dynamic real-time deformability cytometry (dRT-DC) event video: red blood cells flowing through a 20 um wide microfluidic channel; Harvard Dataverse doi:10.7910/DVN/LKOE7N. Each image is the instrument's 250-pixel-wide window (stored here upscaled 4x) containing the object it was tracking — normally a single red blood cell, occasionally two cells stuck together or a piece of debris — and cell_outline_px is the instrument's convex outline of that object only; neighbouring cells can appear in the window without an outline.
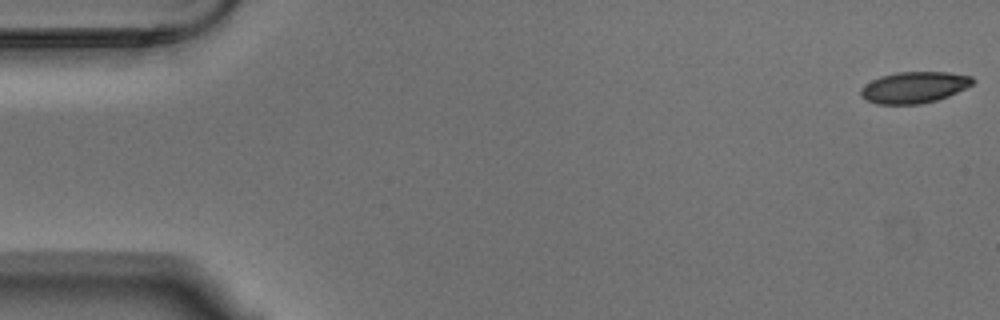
{"species": "Egyptian fruit bat (a non-hibernating species)", "species_latin": "Rousettus aegyptiacus", "temperature_condition": "warm", "stored_images_in_passage": 55, "camera_frame_rate_fps": 3000, "um_per_image_px": 0.085, "animal": {"sex": "male"}, "frame": {"image": 1, "passage_image": 1, "time_ms": 0.0, "image_size_px": [1000, 320], "cell_outline_px": [[976, 80], [972, 84], [948, 96], [936, 100], [920, 104], [876, 104], [864, 100], [860, 96], [860, 88], [864, 84], [880, 76], [896, 72], [948, 72], [972, 76]], "centroid_in_image_um": [77.65, 7.42], "position_along_channel_um": 7.3, "area_um2": 20.58}}
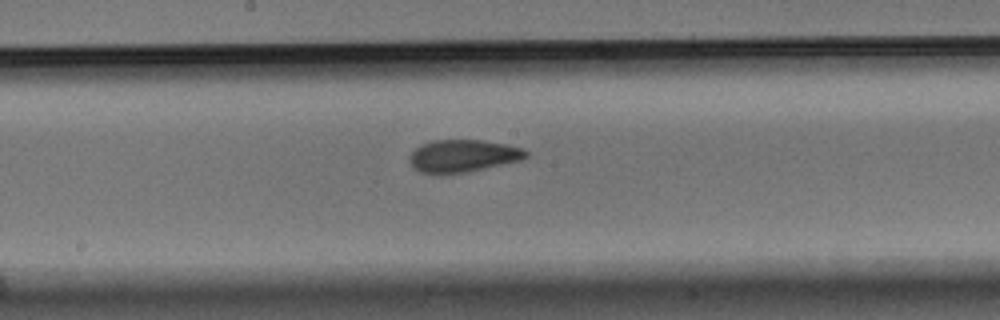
{"frame": {"image": 2, "passage_image": 29, "time_ms": 9.333, "image_size_px": [1000, 320], "cell_outline_px": [[528, 156], [520, 160], [468, 172], [420, 172], [412, 168], [412, 152], [416, 148], [424, 144], [436, 140], [480, 140], [504, 144], [524, 148], [528, 152]], "centroid_in_image_um": [39.41, 13.23], "position_along_channel_um": 208.8, "area_um2": 21.33}}
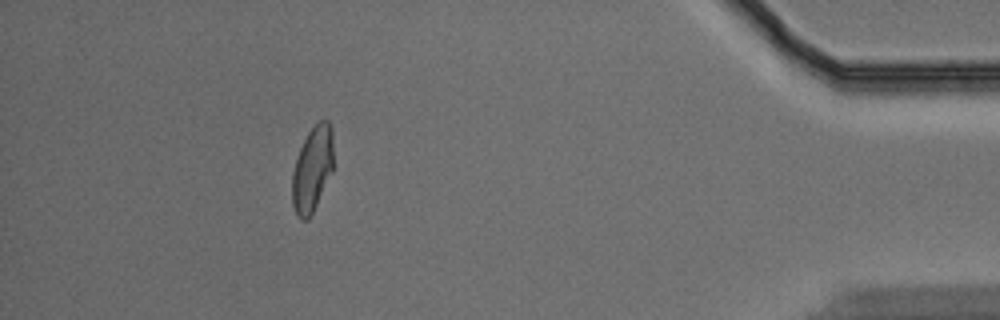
{"frame": {"image": 3, "passage_image": 50, "time_ms": 16.333, "image_size_px": [1000, 320], "cell_outline_px": [[332, 172], [308, 220], [300, 220], [296, 216], [292, 204], [292, 172], [300, 148], [308, 132], [320, 120], [328, 120], [332, 128]], "centroid_in_image_um": [26.53, 14.39], "position_along_channel_um": 408.7, "area_um2": 20.29}, "authors_computed_cell_mechanics": {"area_um2": 21.5016, "velocity_mm_per_s": 3.6364, "shape_relaxation_time_tau1_ms": 8.28, "shape_relaxation_time_tau2_ms": 1.5896, "deformation_change_tau1": 0.1928, "deformation_change_tau2": 0.0772}}